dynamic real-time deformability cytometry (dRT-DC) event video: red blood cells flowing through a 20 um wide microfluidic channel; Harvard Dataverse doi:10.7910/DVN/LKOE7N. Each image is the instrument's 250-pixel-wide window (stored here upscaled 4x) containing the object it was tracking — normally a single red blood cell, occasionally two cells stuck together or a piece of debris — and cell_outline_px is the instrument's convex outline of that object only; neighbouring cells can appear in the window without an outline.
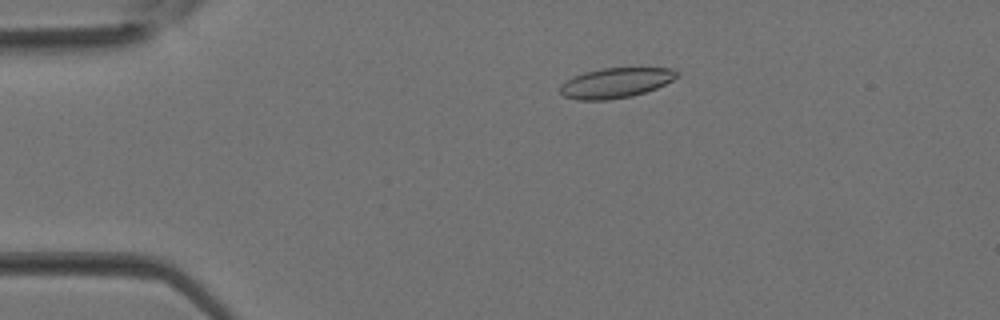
{"species": "Egyptian fruit bat (a non-hibernating species)", "species_latin": "Rousettus aegyptiacus", "temperature_condition": "room temperature", "stored_images_in_passage": 37, "camera_frame_rate_fps": 3000, "um_per_image_px": 0.085, "animal": {"sex": "female"}, "frame": {"image": 1, "passage_image": 8, "time_ms": 2.333, "image_size_px": [1000, 320], "cell_outline_px": [[680, 72], [672, 80], [656, 88], [632, 96], [608, 100], [576, 100], [564, 96], [560, 92], [560, 84], [584, 72], [604, 68], [672, 68]], "centroid_in_image_um": [52.32, 7.05], "position_along_channel_um": 32.7, "area_um2": 20.29}}
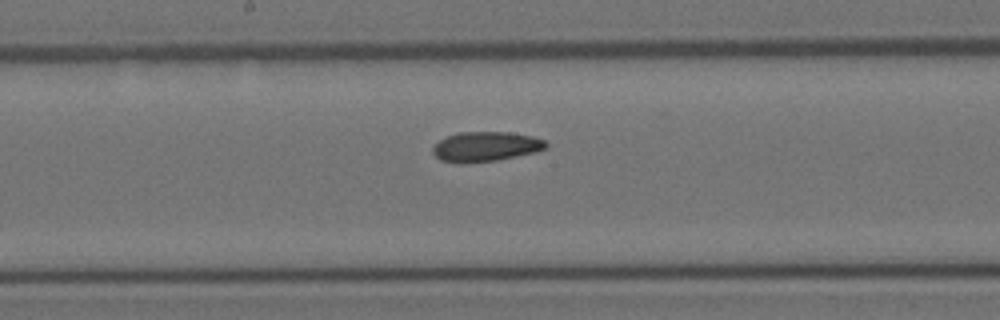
{"frame": {"image": 2, "passage_image": 20, "time_ms": 6.333, "image_size_px": [1000, 320], "cell_outline_px": [[548, 148], [516, 156], [496, 160], [460, 164], [440, 160], [432, 152], [432, 148], [440, 140], [448, 136], [460, 132], [508, 132], [532, 136], [544, 140], [548, 144]], "centroid_in_image_um": [41.27, 12.46], "position_along_channel_um": 206.9, "area_um2": 19.54}}
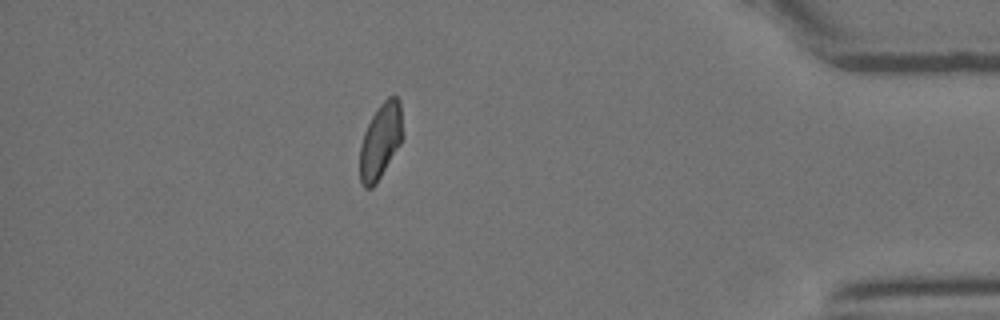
{"frame": {"image": 3, "passage_image": 33, "time_ms": 10.667, "image_size_px": [1000, 320], "cell_outline_px": [[404, 136], [400, 144], [376, 184], [372, 188], [364, 188], [360, 180], [360, 144], [364, 132], [372, 116], [380, 104], [388, 96], [396, 96], [400, 100]], "centroid_in_image_um": [32.36, 11.97], "position_along_channel_um": 402.8, "area_um2": 18.96}}